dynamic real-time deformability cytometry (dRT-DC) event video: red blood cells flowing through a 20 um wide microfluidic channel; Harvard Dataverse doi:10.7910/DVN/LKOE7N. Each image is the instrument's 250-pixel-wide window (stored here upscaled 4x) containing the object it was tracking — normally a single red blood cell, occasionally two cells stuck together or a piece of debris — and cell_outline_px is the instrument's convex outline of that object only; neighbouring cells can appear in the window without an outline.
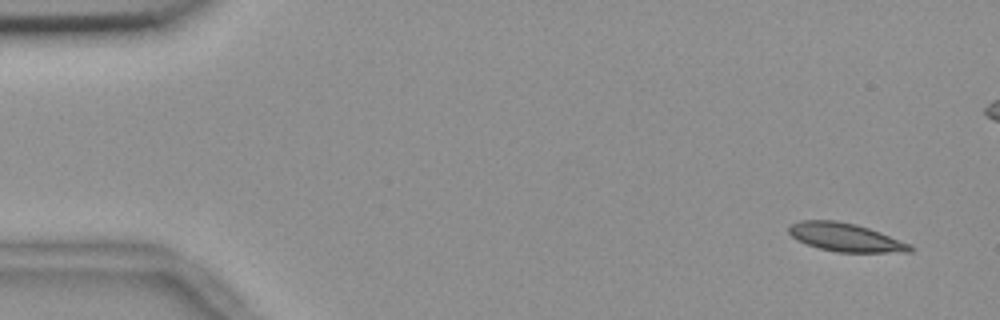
{"species": "common noctule bat (a hibernating species)", "species_latin": "Nyctalus noctula", "temperature_condition": "room temperature", "stored_images_in_passage": 5, "camera_frame_rate_fps": 3000, "um_per_image_px": 0.085, "animal": {"sex": "female", "body_mass_g": 18.4}, "frame": {"image": 1, "passage_image": 1, "time_ms": 0.0, "image_size_px": [1000, 320], "cell_outline_px": [[916, 248], [912, 252], [836, 252], [820, 248], [796, 240], [788, 232], [788, 228], [792, 224], [800, 220], [836, 220], [856, 224], [880, 232], [912, 244]], "centroid_in_image_um": [71.91, 20.17], "position_along_channel_um": 13.1, "area_um2": 20.11}}